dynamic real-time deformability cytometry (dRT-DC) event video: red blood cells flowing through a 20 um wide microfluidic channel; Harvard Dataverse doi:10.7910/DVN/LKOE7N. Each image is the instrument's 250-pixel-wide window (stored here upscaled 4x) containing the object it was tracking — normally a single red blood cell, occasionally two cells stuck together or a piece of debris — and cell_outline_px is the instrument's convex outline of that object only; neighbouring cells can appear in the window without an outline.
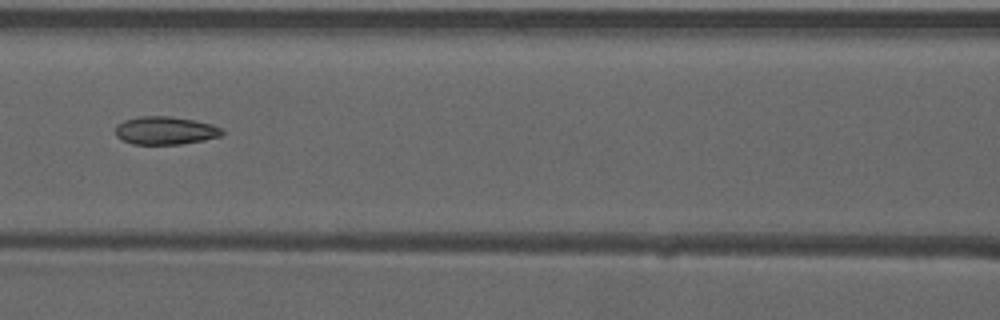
{"species": "common noctule bat (a hibernating species)", "species_latin": "Nyctalus noctula", "temperature_condition": "warm", "stored_images_in_passage": 8, "camera_frame_rate_fps": 3000, "um_per_image_px": 0.085, "animal": {"sex": "male", "forearm_length_mm": 52.5}, "frame": {"image": 1, "passage_image": 7, "time_ms": 2.0, "image_size_px": [1000, 320], "cell_outline_px": [[224, 132], [220, 136], [204, 140], [180, 144], [132, 144], [120, 140], [116, 136], [116, 124], [124, 120], [140, 116], [172, 116], [212, 124], [220, 128]], "centroid_in_image_um": [14.01, 11.09], "position_along_channel_um": 152.6, "area_um2": 17.46}}